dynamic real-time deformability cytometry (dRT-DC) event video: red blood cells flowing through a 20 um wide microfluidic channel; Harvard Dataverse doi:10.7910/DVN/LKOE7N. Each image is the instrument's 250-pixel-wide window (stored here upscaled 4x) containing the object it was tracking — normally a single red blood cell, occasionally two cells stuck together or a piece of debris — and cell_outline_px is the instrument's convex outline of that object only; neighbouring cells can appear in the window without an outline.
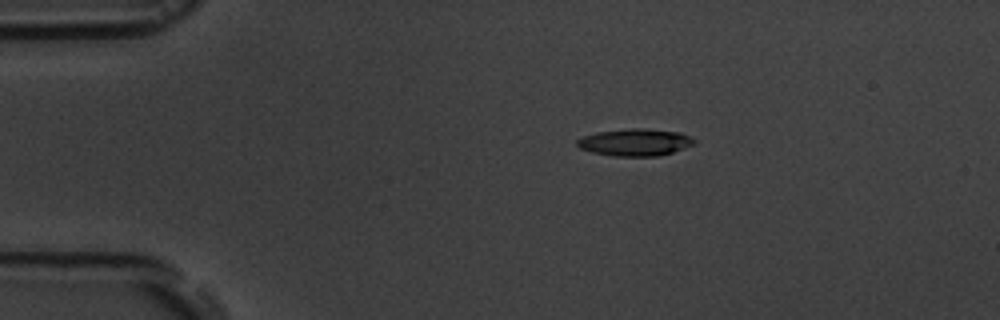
{"species": "common noctule bat (a hibernating species)", "species_latin": "Nyctalus noctula", "temperature_condition": "room temperature", "stored_images_in_passage": 4, "camera_frame_rate_fps": 3000, "um_per_image_px": 0.085, "animal": {"sex": "male", "body_mass_g": 19.5, "forearm_length_mm": 54.6}, "frame": {"image": 1, "passage_image": 3, "time_ms": 2.0, "image_size_px": [1000, 320], "cell_outline_px": [[696, 144], [660, 156], [612, 156], [592, 152], [580, 148], [576, 144], [576, 140], [584, 136], [596, 132], [632, 128], [640, 128], [680, 132], [696, 140]], "centroid_in_image_um": [53.98, 12.1], "position_along_channel_um": 31.0, "area_um2": 18.5}}